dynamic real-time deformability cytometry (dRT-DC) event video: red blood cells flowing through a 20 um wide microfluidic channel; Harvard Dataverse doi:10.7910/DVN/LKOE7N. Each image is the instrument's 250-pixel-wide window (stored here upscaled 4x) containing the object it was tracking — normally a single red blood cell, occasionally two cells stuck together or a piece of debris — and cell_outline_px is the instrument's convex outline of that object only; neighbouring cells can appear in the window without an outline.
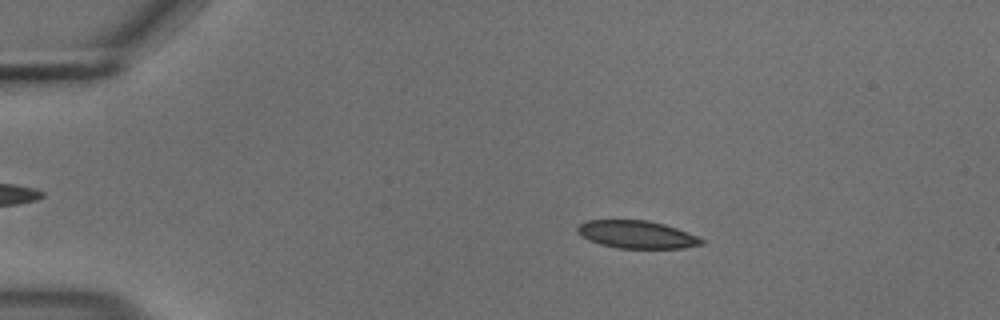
{"species": "common noctule bat (a hibernating species)", "species_latin": "Nyctalus noctula", "temperature_condition": "cold", "stored_images_in_passage": 53, "camera_frame_rate_fps": 3000, "um_per_image_px": 0.085, "animal": {"sex": "male", "body_mass_g": 18.8}, "frame": {"image": 1, "passage_image": 9, "time_ms": 2.667, "image_size_px": [1000, 320], "cell_outline_px": [[704, 244], [684, 248], [616, 248], [600, 244], [588, 240], [580, 236], [576, 232], [576, 228], [580, 224], [588, 220], [648, 220], [664, 224], [676, 228], [696, 236], [704, 240]], "centroid_in_image_um": [54.09, 19.93], "position_along_channel_um": 30.9, "area_um2": 20.06}}
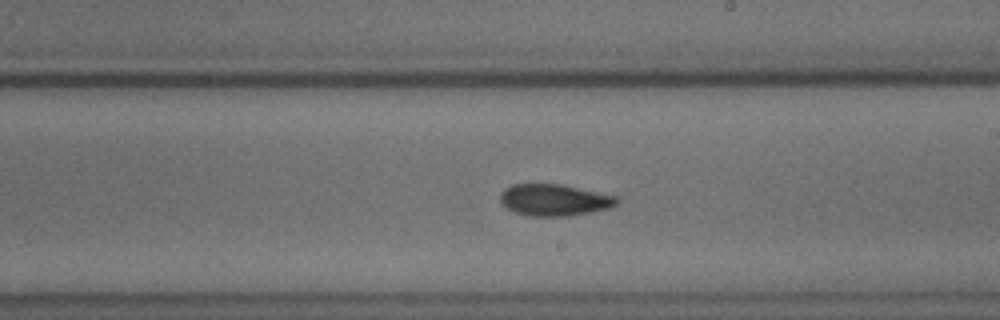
{"frame": {"image": 2, "passage_image": 31, "time_ms": 10.0, "image_size_px": [1000, 320], "cell_outline_px": [[616, 204], [608, 208], [568, 216], [528, 216], [516, 212], [508, 208], [500, 200], [500, 192], [504, 188], [512, 184], [560, 184], [616, 196]], "centroid_in_image_um": [47.06, 16.99], "position_along_channel_um": 241.9, "area_um2": 21.15}}
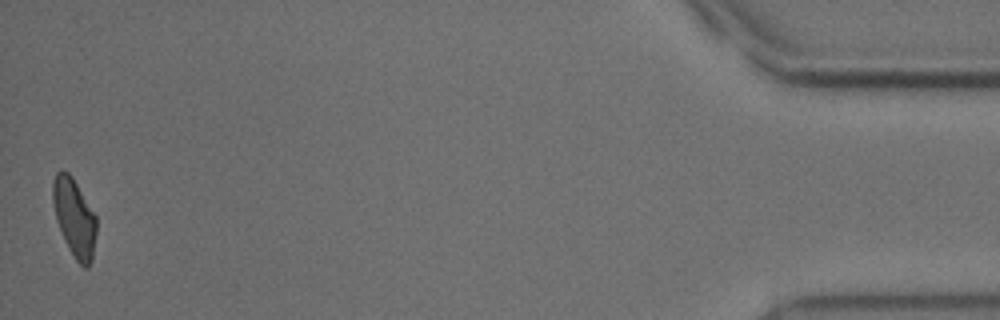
{"frame": {"image": 3, "passage_image": 53, "time_ms": 17.333, "image_size_px": [1000, 320], "cell_outline_px": [[96, 232], [92, 260], [88, 268], [84, 268], [76, 260], [68, 248], [64, 240], [56, 220], [52, 200], [52, 184], [56, 172], [68, 172], [72, 176], [96, 216]], "centroid_in_image_um": [6.31, 18.52], "position_along_channel_um": 428.9, "area_um2": 19.77}, "authors_computed_cell_mechanics": {"area_um2": 20.7502, "velocity_mm_per_s": 3.6954, "shape_relaxation_time_tau1_ms": 6.3346, "shape_relaxation_time_tau2_ms": null, "deformation_change_tau1": 0.136, "deformation_change_tau2": null}}